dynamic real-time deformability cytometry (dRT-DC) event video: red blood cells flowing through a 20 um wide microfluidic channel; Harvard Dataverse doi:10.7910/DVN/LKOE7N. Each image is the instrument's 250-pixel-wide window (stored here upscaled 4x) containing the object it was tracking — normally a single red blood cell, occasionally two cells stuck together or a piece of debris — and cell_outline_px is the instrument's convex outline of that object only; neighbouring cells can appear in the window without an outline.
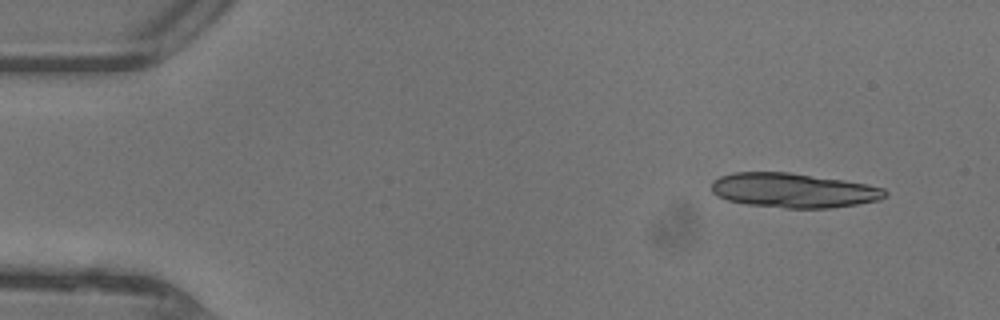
{"species": "common noctule bat (a hibernating species)", "species_latin": "Nyctalus noctula", "temperature_condition": "warm", "stored_images_in_passage": 43, "segment_of_instrument_passage": [1, 2], "camera_frame_rate_fps": 3000, "um_per_image_px": 0.085, "animal": {"sex": "female"}, "frame": {"image": 1, "passage_image": 1, "time_ms": 0.0, "image_size_px": [1000, 320], "cell_outline_px": [[888, 196], [880, 200], [832, 208], [784, 208], [748, 204], [728, 200], [716, 196], [712, 192], [712, 180], [720, 176], [732, 172], [788, 172], [844, 180], [868, 184], [884, 188], [888, 192]], "centroid_in_image_um": [67.46, 16.18], "position_along_channel_um": 17.5, "area_um2": 35.14}}